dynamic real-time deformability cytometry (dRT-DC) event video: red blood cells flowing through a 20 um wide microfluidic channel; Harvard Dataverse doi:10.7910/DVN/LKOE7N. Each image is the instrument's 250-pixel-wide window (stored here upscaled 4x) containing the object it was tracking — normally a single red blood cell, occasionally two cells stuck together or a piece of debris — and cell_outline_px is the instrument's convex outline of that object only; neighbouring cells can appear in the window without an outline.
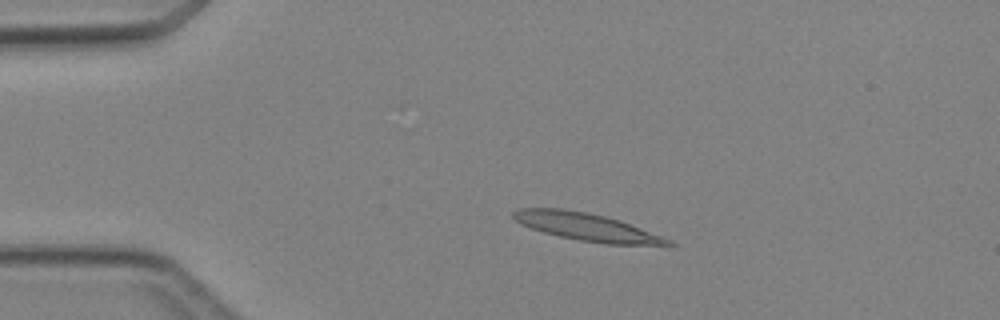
{"species": "Egyptian fruit bat (a non-hibernating species)", "species_latin": "Rousettus aegyptiacus", "temperature_condition": "cold", "stored_images_in_passage": 3, "camera_frame_rate_fps": 3000, "um_per_image_px": 0.085, "animal": {"sex": "female"}, "frame": {"image": 1, "passage_image": 3, "time_ms": 2.333, "image_size_px": [1000, 320], "cell_outline_px": [[676, 244], [668, 248], [604, 244], [580, 240], [560, 236], [544, 232], [520, 224], [512, 216], [512, 212], [520, 208], [560, 208], [584, 212], [604, 216], [620, 220], [672, 240]], "centroid_in_image_um": [50.04, 19.34], "position_along_channel_um": 35.0, "area_um2": 25.43}}